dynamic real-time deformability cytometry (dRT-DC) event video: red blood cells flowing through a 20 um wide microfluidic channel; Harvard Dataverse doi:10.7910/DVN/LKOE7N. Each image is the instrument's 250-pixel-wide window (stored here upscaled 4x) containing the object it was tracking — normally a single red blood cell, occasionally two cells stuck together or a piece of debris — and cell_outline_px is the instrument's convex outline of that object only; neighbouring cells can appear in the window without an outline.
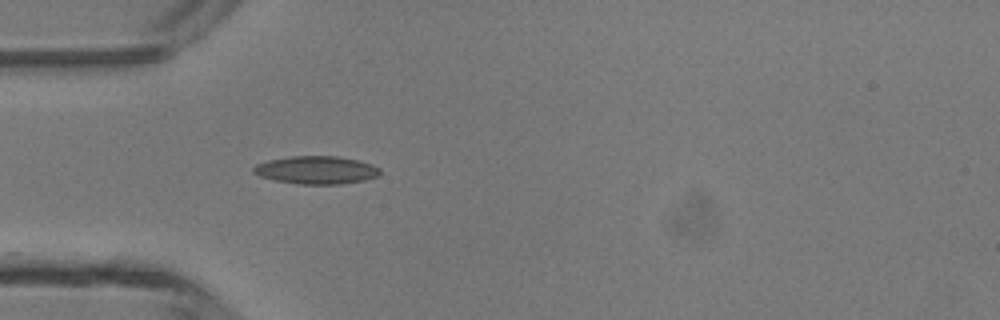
{"species": "common noctule bat (a hibernating species)", "species_latin": "Nyctalus noctula", "temperature_condition": "room temperature", "stored_images_in_passage": 34, "camera_frame_rate_fps": 3000, "um_per_image_px": 0.085, "animal": {"sex": "male", "body_mass_g": 13.3}, "frame": {"image": 1, "passage_image": 1, "time_ms": 0.0, "image_size_px": [1000, 320], "cell_outline_px": [[380, 172], [376, 176], [364, 180], [340, 184], [300, 184], [276, 180], [260, 176], [252, 172], [252, 168], [256, 164], [268, 160], [292, 156], [340, 156], [372, 164], [380, 168]], "centroid_in_image_um": [26.87, 14.44], "position_along_channel_um": 58.1, "area_um2": 20.46}}
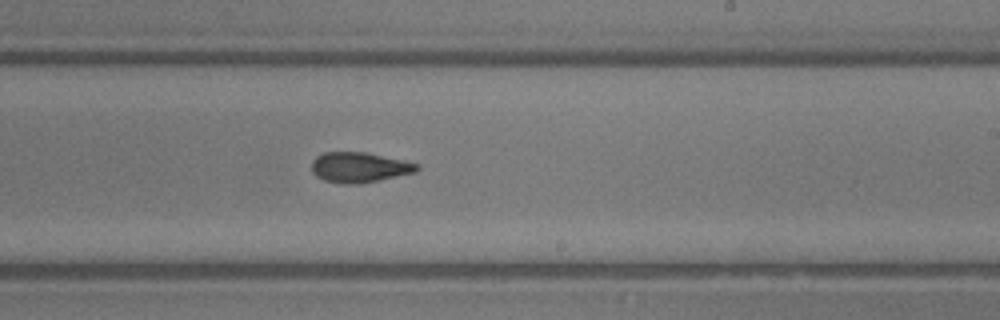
{"frame": {"image": 2, "passage_image": 15, "time_ms": 4.667, "image_size_px": [1000, 320], "cell_outline_px": [[420, 168], [416, 172], [380, 180], [360, 184], [344, 184], [324, 180], [316, 176], [312, 172], [312, 160], [316, 156], [324, 152], [364, 152], [404, 160], [420, 164]], "centroid_in_image_um": [30.55, 14.23], "position_along_channel_um": 258.4, "area_um2": 18.67}}
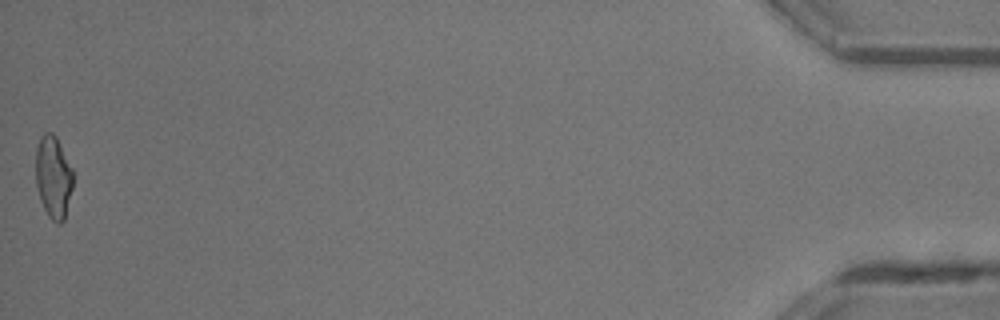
{"frame": {"image": 3, "passage_image": 34, "time_ms": 11.0, "image_size_px": [1000, 320], "cell_outline_px": [[72, 188], [64, 220], [60, 224], [56, 224], [48, 216], [40, 200], [36, 184], [36, 148], [40, 136], [44, 132], [52, 132], [56, 136], [72, 168]], "centroid_in_image_um": [4.52, 15.04], "position_along_channel_um": 430.7, "area_um2": 17.92}, "authors_computed_cell_mechanics": {"area_um2": 18.207, "velocity_mm_per_s": 4.3532, "shape_relaxation_time_tau1_ms": 5.2822, "shape_relaxation_time_tau2_ms": 2.8976, "deformation_change_tau1": 0.1384, "deformation_change_tau2": 0.1015}}